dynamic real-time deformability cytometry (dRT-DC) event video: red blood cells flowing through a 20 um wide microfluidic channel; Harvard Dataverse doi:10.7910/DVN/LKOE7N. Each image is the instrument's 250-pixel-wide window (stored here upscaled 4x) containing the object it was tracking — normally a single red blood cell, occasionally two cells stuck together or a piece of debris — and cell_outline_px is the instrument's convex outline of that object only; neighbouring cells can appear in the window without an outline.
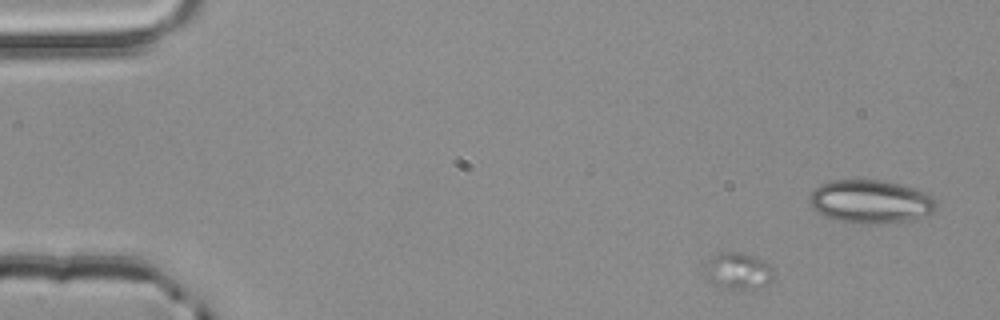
{"species": "common noctule bat (a hibernating species)", "species_latin": "Nyctalus noctula", "temperature_condition": "room temperature", "stored_images_in_passage": 5, "camera_frame_rate_fps": 3000, "um_per_image_px": 0.085, "animal": {"sex": "male", "body_mass_g": 20.4}, "frame": {"image": 1, "passage_image": 2, "time_ms": 0.333, "image_size_px": [1000, 320], "cell_outline_px": [[772, 280], [768, 284], [752, 288], [728, 288], [712, 284], [708, 280], [704, 272], [712, 256], [720, 252], [736, 252], [752, 256], [764, 260], [772, 268]], "centroid_in_image_um": [62.73, 23.02], "position_along_channel_um": 22.3, "area_um2": 14.28}}